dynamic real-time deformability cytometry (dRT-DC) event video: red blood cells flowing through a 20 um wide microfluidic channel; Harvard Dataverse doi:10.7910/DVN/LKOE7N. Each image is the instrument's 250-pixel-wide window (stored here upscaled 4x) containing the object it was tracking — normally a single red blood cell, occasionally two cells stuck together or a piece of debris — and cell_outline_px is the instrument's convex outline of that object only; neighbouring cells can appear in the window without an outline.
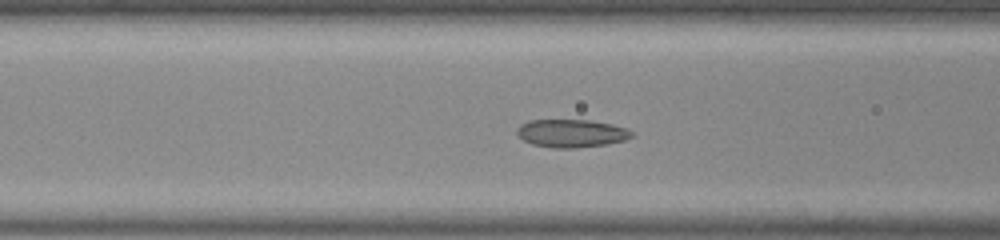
{"species": "common noctule bat (a hibernating species)", "species_latin": "Nyctalus noctula", "temperature_condition": "room temperature", "stored_images_in_passage": 50, "camera_frame_rate_fps": 3000, "um_per_image_px": 0.085, "animal": {"sex": "male", "body_mass_g": 20.0, "forearm_length_mm": 53.3}, "frame": {"image": 1, "passage_image": 19, "time_ms": 6.0, "image_size_px": [1000, 240], "cell_outline_px": [[632, 136], [624, 140], [608, 144], [576, 148], [552, 148], [532, 144], [524, 140], [516, 132], [516, 128], [520, 124], [528, 120], [588, 120], [612, 124], [628, 128], [632, 132]], "centroid_in_image_um": [48.56, 11.33], "position_along_channel_um": 118.0, "area_um2": 18.79}}
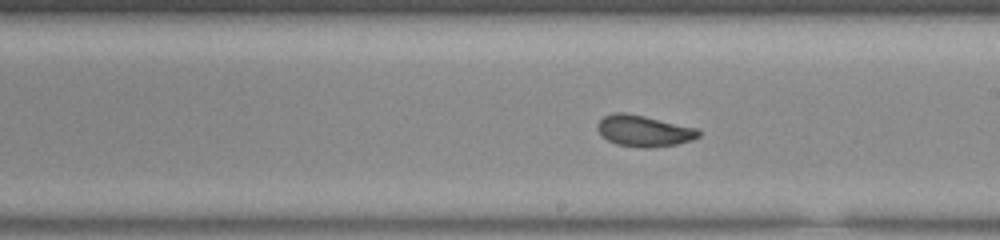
{"frame": {"image": 2, "passage_image": 28, "time_ms": 9.0, "image_size_px": [1000, 240], "cell_outline_px": [[700, 136], [692, 140], [676, 144], [652, 148], [640, 148], [616, 144], [608, 140], [596, 128], [596, 124], [604, 116], [616, 112], [624, 112], [644, 116], [700, 128]], "centroid_in_image_um": [54.76, 11.13], "position_along_channel_um": 234.2, "area_um2": 18.55}}
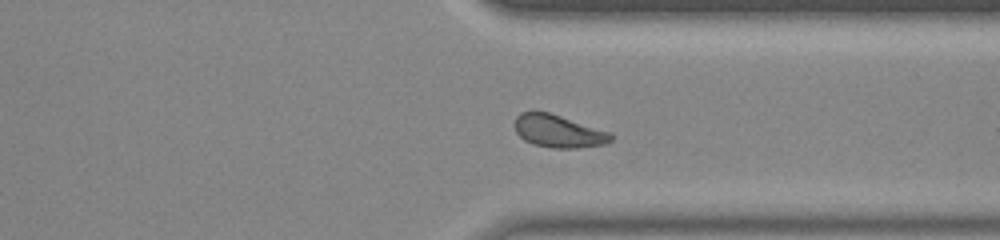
{"frame": {"image": 3, "passage_image": 38, "time_ms": 12.333, "image_size_px": [1000, 240], "cell_outline_px": [[612, 140], [608, 144], [576, 148], [552, 148], [532, 144], [524, 140], [516, 132], [516, 116], [520, 112], [548, 112], [612, 132]], "centroid_in_image_um": [47.51, 11.17], "position_along_channel_um": 363.9, "area_um2": 18.32}, "authors_computed_cell_mechanics": {"area_um2": 18.6405, "velocity_mm_per_s": 3.8799, "shape_relaxation_time_tau1_ms": 4.115, "shape_relaxation_time_tau2_ms": 1.3776, "deformation_change_tau1": 0.0958, "deformation_change_tau2": 0.0749}}